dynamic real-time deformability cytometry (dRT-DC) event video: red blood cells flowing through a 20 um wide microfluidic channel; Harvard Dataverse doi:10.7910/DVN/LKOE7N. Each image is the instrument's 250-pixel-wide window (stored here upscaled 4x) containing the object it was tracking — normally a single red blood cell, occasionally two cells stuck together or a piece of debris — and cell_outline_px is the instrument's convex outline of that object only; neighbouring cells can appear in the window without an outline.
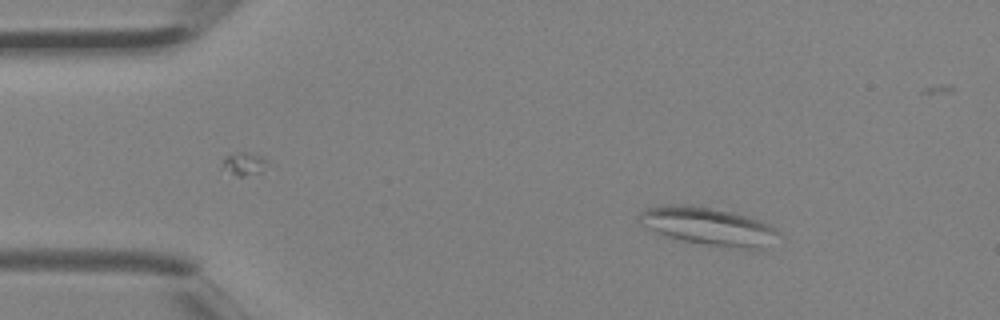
{"species": "Egyptian fruit bat (a non-hibernating species)", "species_latin": "Rousettus aegyptiacus", "temperature_condition": "room temperature", "stored_images_in_passage": 3, "camera_frame_rate_fps": 3000, "um_per_image_px": 0.085, "animal": {"sex": "female"}, "frame": {"image": 1, "passage_image": 1, "time_ms": 0.0, "image_size_px": [1000, 320], "cell_outline_px": [[780, 232], [760, 252], [732, 248], [680, 240], [656, 232], [640, 224], [636, 220], [640, 212], [648, 208], [660, 204], [692, 204], [732, 212], [768, 224], [776, 228]], "centroid_in_image_um": [60.18, 19.24], "position_along_channel_um": 24.8, "area_um2": 30.98}}